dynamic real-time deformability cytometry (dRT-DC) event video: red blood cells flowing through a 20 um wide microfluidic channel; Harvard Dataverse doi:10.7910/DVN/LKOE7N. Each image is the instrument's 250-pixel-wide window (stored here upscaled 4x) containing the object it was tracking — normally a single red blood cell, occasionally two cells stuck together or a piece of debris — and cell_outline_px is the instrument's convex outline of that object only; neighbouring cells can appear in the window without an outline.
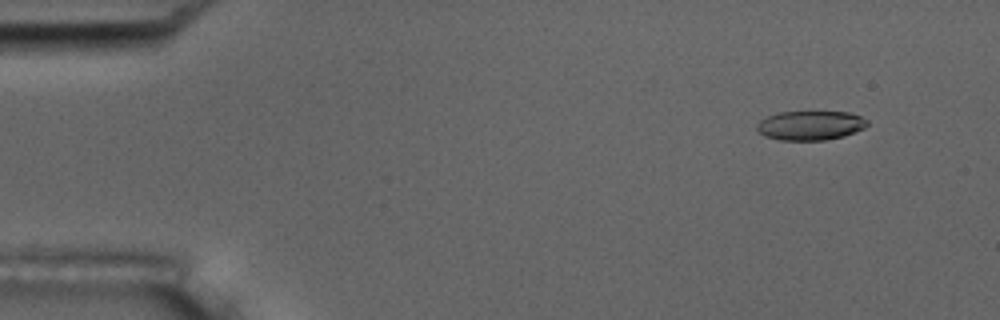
{"species": "common noctule bat (a hibernating species)", "species_latin": "Nyctalus noctula", "temperature_condition": "room temperature", "stored_images_in_passage": 55, "camera_frame_rate_fps": 3000, "um_per_image_px": 0.085, "animal": {"sex": "male", "body_mass_g": 17.5, "forearm_length_mm": 52.3}, "frame": {"image": 1, "passage_image": 5, "time_ms": 1.333, "image_size_px": [1000, 320], "cell_outline_px": [[868, 124], [864, 128], [844, 136], [824, 140], [780, 140], [764, 136], [756, 128], [756, 124], [760, 120], [768, 116], [780, 112], [848, 112], [860, 116], [868, 120]], "centroid_in_image_um": [68.88, 10.66], "position_along_channel_um": 16.1, "area_um2": 18.79}}
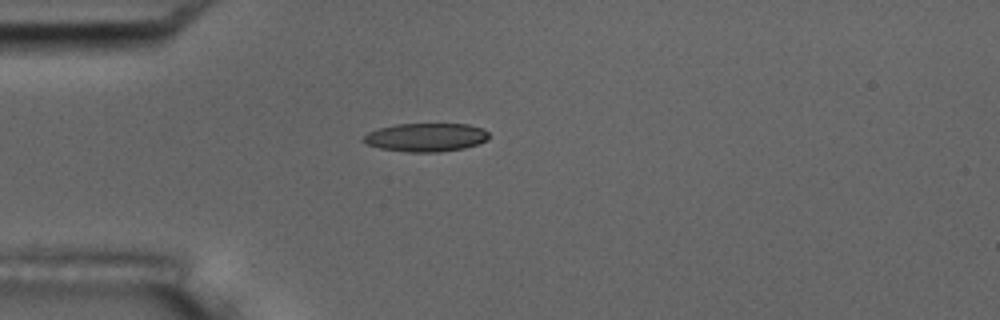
{"frame": {"image": 2, "passage_image": 15, "time_ms": 4.667, "image_size_px": [1000, 320], "cell_outline_px": [[488, 140], [464, 148], [436, 152], [408, 152], [380, 148], [364, 144], [360, 140], [368, 132], [380, 128], [396, 124], [468, 124], [484, 128], [488, 132]], "centroid_in_image_um": [36.18, 11.67], "position_along_channel_um": 48.8, "area_um2": 20.87}}
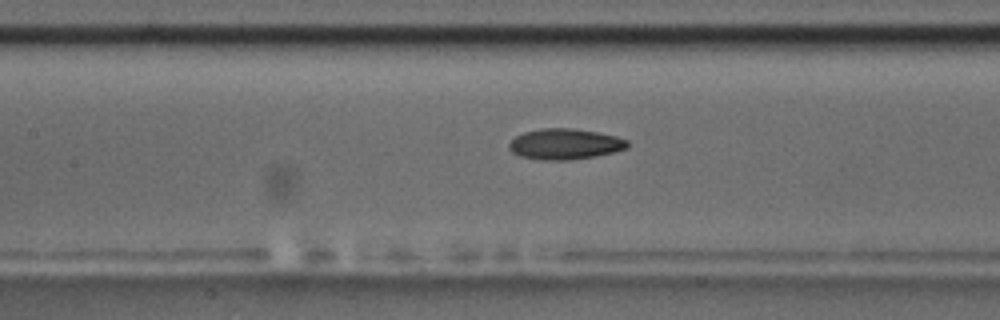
{"frame": {"image": 3, "passage_image": 25, "time_ms": 8.0, "image_size_px": [1000, 320], "cell_outline_px": [[628, 148], [616, 152], [596, 156], [572, 160], [544, 160], [520, 156], [512, 152], [508, 148], [508, 144], [516, 136], [524, 132], [540, 128], [572, 128], [596, 132], [616, 136], [628, 140]], "centroid_in_image_um": [48.03, 12.25], "position_along_channel_um": 159.4, "area_um2": 21.33}, "authors_computed_cell_mechanics": {"area_um2": 20.6346, "velocity_mm_per_s": 3.7011, "shape_relaxation_time_tau1_ms": 7.3932, "shape_relaxation_time_tau2_ms": 4.7309, "deformation_change_tau1": 0.1845, "deformation_change_tau2": 0.1109}}